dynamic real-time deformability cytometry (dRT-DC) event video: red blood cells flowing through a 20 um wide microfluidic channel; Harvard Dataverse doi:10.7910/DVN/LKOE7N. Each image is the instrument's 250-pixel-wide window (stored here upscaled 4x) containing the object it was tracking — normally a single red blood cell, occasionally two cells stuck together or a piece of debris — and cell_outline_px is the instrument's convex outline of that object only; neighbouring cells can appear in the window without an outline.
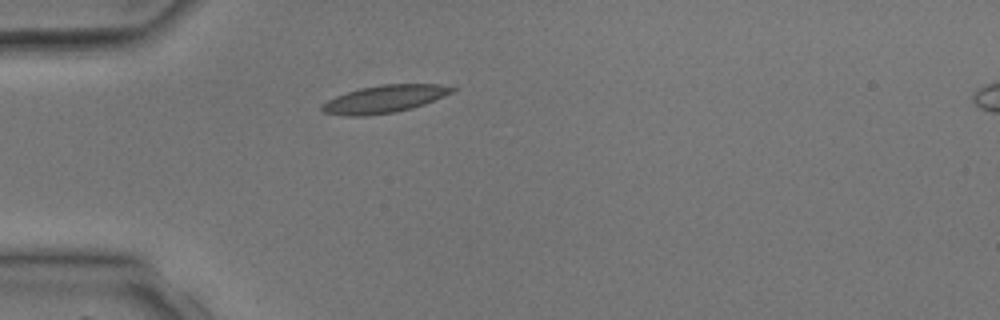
{"species": "common noctule bat (a hibernating species)", "species_latin": "Nyctalus noctula", "temperature_condition": "room temperature", "stored_images_in_passage": 4, "camera_frame_rate_fps": 3000, "um_per_image_px": 0.085, "animal": {"sex": "male", "body_mass_g": 17.9, "forearm_length_mm": 54.2}, "frame": {"image": 1, "passage_image": 3, "time_ms": 2.333, "image_size_px": [1000, 320], "cell_outline_px": [[460, 88], [452, 92], [424, 104], [412, 108], [396, 112], [368, 116], [344, 116], [324, 112], [320, 108], [320, 104], [336, 96], [360, 88], [380, 84], [440, 84]], "centroid_in_image_um": [32.67, 8.42], "position_along_channel_um": 52.3, "area_um2": 20.98}}